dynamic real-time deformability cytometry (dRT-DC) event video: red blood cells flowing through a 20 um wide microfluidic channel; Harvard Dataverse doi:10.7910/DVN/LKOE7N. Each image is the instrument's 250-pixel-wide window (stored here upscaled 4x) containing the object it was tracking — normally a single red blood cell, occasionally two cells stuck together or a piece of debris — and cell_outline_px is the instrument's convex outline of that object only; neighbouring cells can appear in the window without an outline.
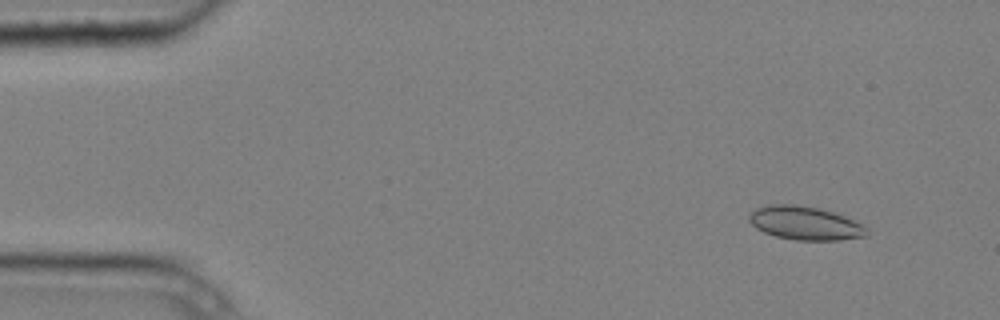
{"species": "common noctule bat (a hibernating species)", "species_latin": "Nyctalus noctula", "temperature_condition": "cold", "stored_images_in_passage": 5, "camera_frame_rate_fps": 3000, "um_per_image_px": 0.085, "animal": {"sex": "male", "body_mass_g": 20.4}, "frame": {"image": 1, "passage_image": 2, "time_ms": 0.333, "image_size_px": [1000, 320], "cell_outline_px": [[868, 236], [840, 240], [796, 240], [776, 236], [764, 232], [756, 228], [748, 220], [748, 216], [756, 208], [768, 204], [796, 204], [816, 208], [832, 212], [844, 216], [868, 228]], "centroid_in_image_um": [68.42, 18.97], "position_along_channel_um": 16.6, "area_um2": 22.89}}
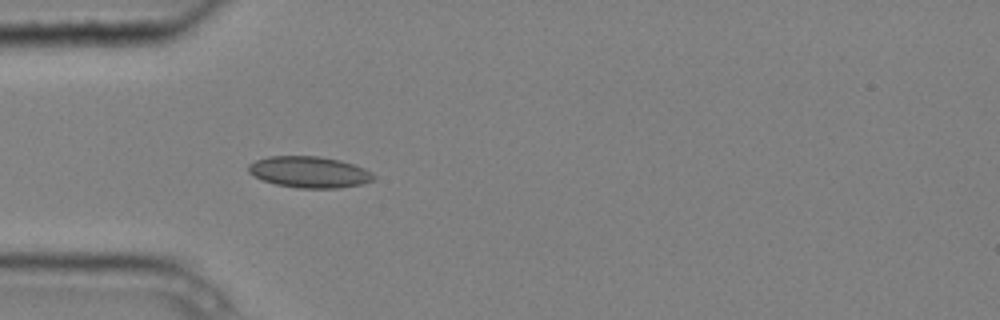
{"frame": {"image": 2, "passage_image": 5, "time_ms": 1.333, "image_size_px": [1000, 320], "cell_outline_px": [[376, 176], [372, 180], [364, 184], [340, 188], [300, 188], [276, 184], [264, 180], [248, 172], [248, 164], [256, 160], [268, 156], [320, 156], [340, 160], [364, 168], [372, 172]], "centroid_in_image_um": [26.32, 14.62], "position_along_channel_um": 58.7, "area_um2": 22.83}}